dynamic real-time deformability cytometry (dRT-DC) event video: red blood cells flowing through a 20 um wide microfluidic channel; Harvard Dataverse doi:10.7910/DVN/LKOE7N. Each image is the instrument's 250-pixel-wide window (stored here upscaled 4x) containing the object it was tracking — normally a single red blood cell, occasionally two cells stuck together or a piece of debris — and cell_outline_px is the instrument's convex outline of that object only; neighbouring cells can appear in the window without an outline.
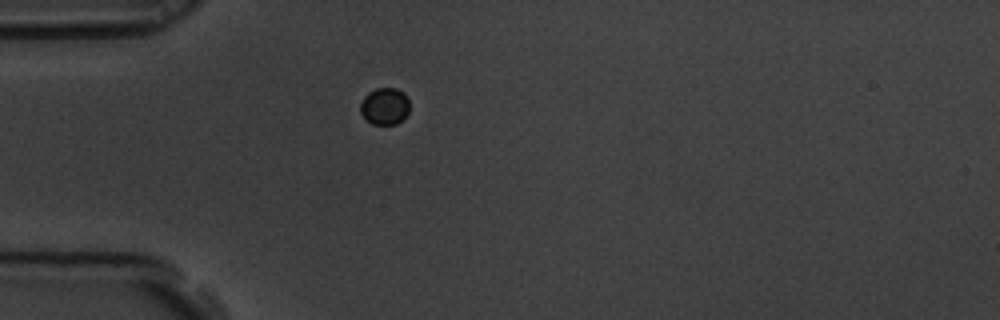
{"species": "common noctule bat (a hibernating species)", "species_latin": "Nyctalus noctula", "temperature_condition": "room temperature", "stored_images_in_passage": 44, "camera_frame_rate_fps": 3000, "um_per_image_px": 0.085, "animal": {"sex": "male", "body_mass_g": 19.5, "forearm_length_mm": 54.6}, "frame": {"image": 1, "passage_image": 1, "time_ms": 0.0, "image_size_px": [1000, 320], "cell_outline_px": [[408, 112], [396, 124], [372, 124], [360, 112], [360, 104], [364, 96], [368, 92], [376, 88], [396, 88], [404, 92], [408, 96]], "centroid_in_image_um": [32.69, 9.0], "position_along_channel_um": 52.3, "area_um2": 10.52}}
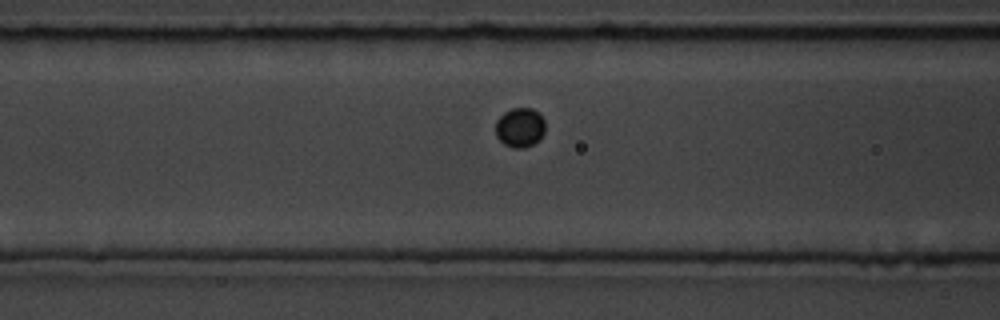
{"frame": {"image": 2, "passage_image": 8, "time_ms": 2.333, "image_size_px": [1000, 320], "cell_outline_px": [[544, 132], [540, 140], [524, 148], [512, 148], [504, 144], [496, 136], [496, 120], [504, 112], [512, 108], [532, 108], [540, 112], [544, 120]], "centroid_in_image_um": [44.2, 10.83], "position_along_channel_um": 122.4, "area_um2": 11.56}}
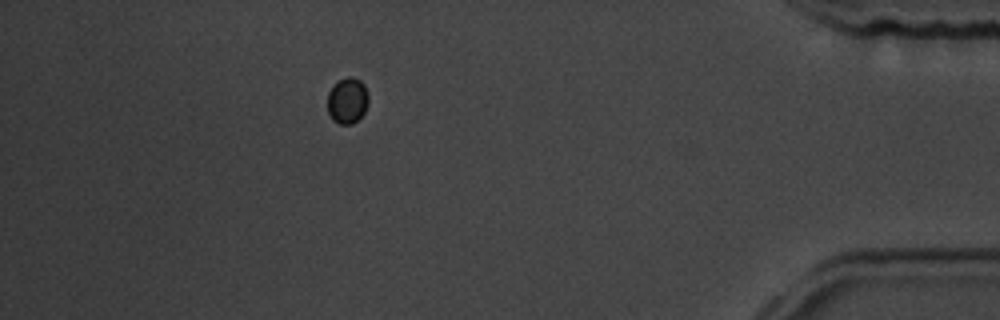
{"frame": {"image": 3, "passage_image": 37, "time_ms": 12.0, "image_size_px": [1000, 320], "cell_outline_px": [[368, 104], [364, 112], [352, 124], [340, 124], [332, 120], [328, 112], [328, 92], [336, 80], [348, 76], [352, 76], [360, 80], [364, 84], [368, 92]], "centroid_in_image_um": [29.52, 8.52], "position_along_channel_um": 405.7, "area_um2": 11.16}}